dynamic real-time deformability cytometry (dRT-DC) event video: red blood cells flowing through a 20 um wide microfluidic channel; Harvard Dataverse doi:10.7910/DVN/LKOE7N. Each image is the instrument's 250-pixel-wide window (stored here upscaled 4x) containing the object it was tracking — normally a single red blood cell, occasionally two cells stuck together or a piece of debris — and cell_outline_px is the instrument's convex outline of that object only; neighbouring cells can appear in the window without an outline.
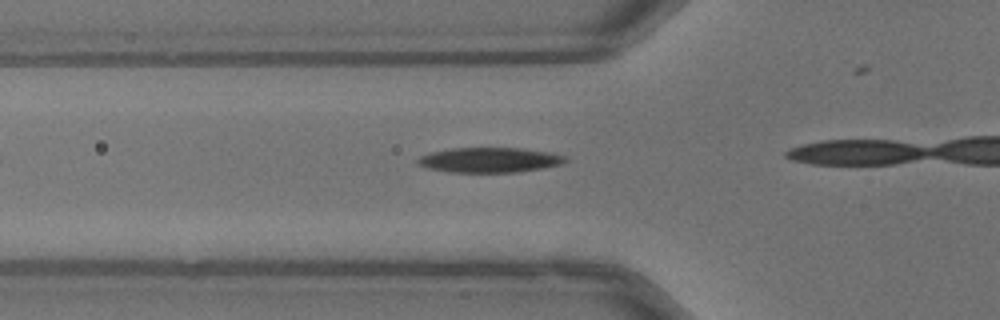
{"species": "common noctule bat (a hibernating species)", "species_latin": "Nyctalus noctula", "temperature_condition": "warm", "stored_images_in_passage": 7, "camera_frame_rate_fps": 3000, "um_per_image_px": 0.085, "animal": {"sex": "male", "body_mass_g": 13.3}, "frame": {"image": 1, "passage_image": 3, "time_ms": 0.667, "image_size_px": [1000, 320], "cell_outline_px": [[568, 160], [564, 164], [516, 172], [448, 172], [428, 168], [420, 164], [416, 160], [420, 156], [428, 152], [452, 148], [524, 148], [552, 152], [564, 156]], "centroid_in_image_um": [41.63, 13.59], "position_along_channel_um": 84.2, "area_um2": 21.56}}
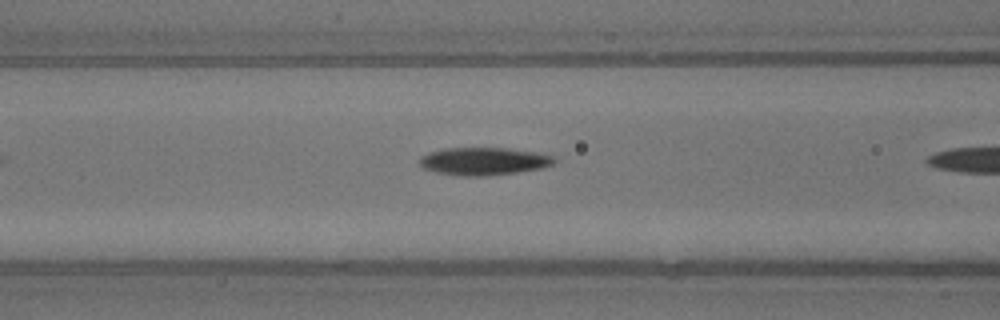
{"frame": {"image": 2, "passage_image": 6, "time_ms": 1.667, "image_size_px": [1000, 320], "cell_outline_px": [[556, 160], [552, 164], [540, 168], [516, 172], [484, 176], [464, 176], [436, 172], [424, 168], [420, 164], [420, 156], [428, 152], [444, 148], [508, 148], [536, 152], [556, 156]], "centroid_in_image_um": [41.11, 13.69], "position_along_channel_um": 125.5, "area_um2": 21.68}}